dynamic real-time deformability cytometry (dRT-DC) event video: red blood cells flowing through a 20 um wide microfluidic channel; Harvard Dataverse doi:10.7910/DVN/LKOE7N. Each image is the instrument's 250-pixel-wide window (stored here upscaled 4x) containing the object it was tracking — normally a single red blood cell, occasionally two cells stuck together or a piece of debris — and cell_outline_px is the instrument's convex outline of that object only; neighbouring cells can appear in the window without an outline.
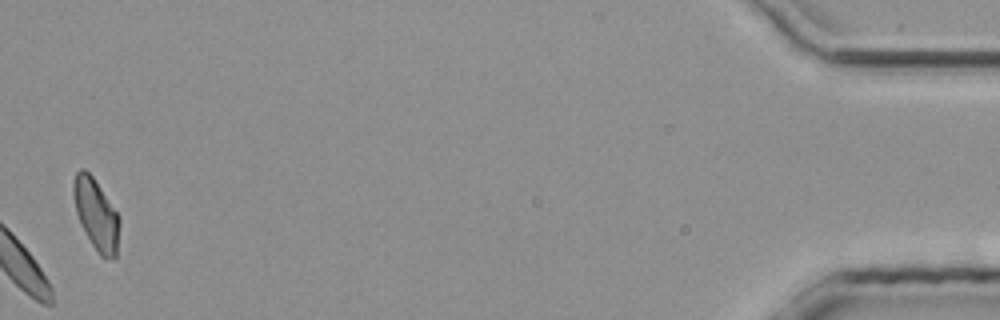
{"species": "common noctule bat (a hibernating species)", "species_latin": "Nyctalus noctula", "temperature_condition": "room temperature", "stored_images_in_passage": 31, "camera_frame_rate_fps": 3000, "um_per_image_px": 0.085, "animal": {"sex": "male", "body_mass_g": 20.4}, "frame": {"image": 1, "passage_image": 31, "time_ms": 10.0, "image_size_px": [1000, 320], "cell_outline_px": [[120, 224], [116, 256], [112, 260], [100, 256], [96, 252], [80, 224], [76, 212], [72, 192], [72, 184], [76, 172], [80, 168], [84, 168], [92, 176], [120, 216]], "centroid_in_image_um": [8.17, 18.24], "position_along_channel_um": 427.0, "area_um2": 19.25}}